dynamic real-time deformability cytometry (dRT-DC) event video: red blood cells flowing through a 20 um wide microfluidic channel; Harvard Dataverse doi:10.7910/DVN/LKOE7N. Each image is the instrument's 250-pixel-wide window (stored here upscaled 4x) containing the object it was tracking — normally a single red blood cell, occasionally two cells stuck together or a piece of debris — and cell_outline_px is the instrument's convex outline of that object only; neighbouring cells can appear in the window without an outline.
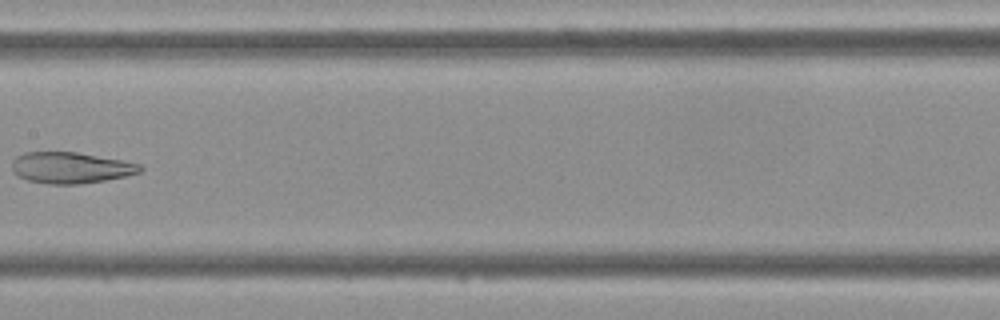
{"species": "Egyptian fruit bat (a non-hibernating species)", "species_latin": "Rousettus aegyptiacus", "temperature_condition": "cold", "stored_images_in_passage": 7, "camera_frame_rate_fps": 3000, "um_per_image_px": 0.085, "frame": {"image": 1, "passage_image": 7, "time_ms": 2.0, "image_size_px": [1000, 320], "cell_outline_px": [[144, 168], [140, 172], [124, 176], [104, 180], [80, 184], [48, 184], [28, 180], [16, 176], [12, 172], [12, 160], [16, 156], [24, 152], [76, 152], [124, 160], [140, 164]], "centroid_in_image_um": [5.98, 14.25], "position_along_channel_um": 201.4, "area_um2": 23.41}}